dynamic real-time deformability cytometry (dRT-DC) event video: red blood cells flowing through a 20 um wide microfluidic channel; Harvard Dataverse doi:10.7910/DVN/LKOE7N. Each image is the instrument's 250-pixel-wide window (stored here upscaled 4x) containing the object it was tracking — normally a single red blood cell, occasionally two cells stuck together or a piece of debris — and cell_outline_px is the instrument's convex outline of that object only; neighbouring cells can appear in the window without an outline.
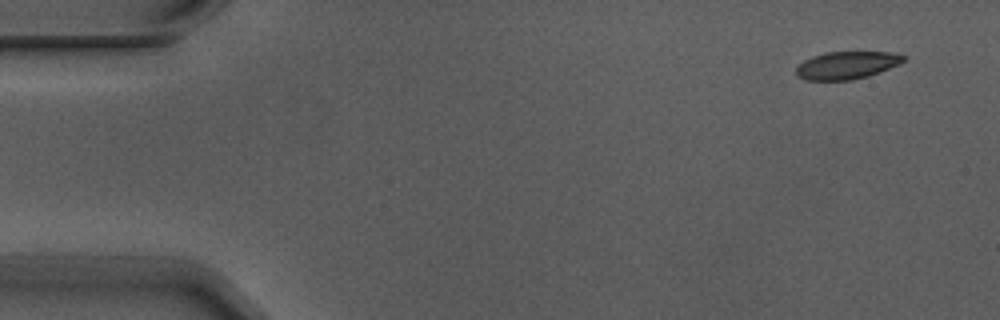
{"species": "Egyptian fruit bat (a non-hibernating species)", "species_latin": "Rousettus aegyptiacus", "temperature_condition": "warm", "stored_images_in_passage": 4, "camera_frame_rate_fps": 3000, "um_per_image_px": 0.085, "animal": {"sex": "male"}, "frame": {"image": 1, "passage_image": 1, "time_ms": 0.0, "image_size_px": [1000, 320], "cell_outline_px": [[908, 56], [900, 64], [868, 76], [852, 80], [804, 80], [796, 76], [796, 68], [804, 60], [812, 56], [824, 52], [888, 52]], "centroid_in_image_um": [71.96, 5.55], "position_along_channel_um": 13.0, "area_um2": 17.34}}
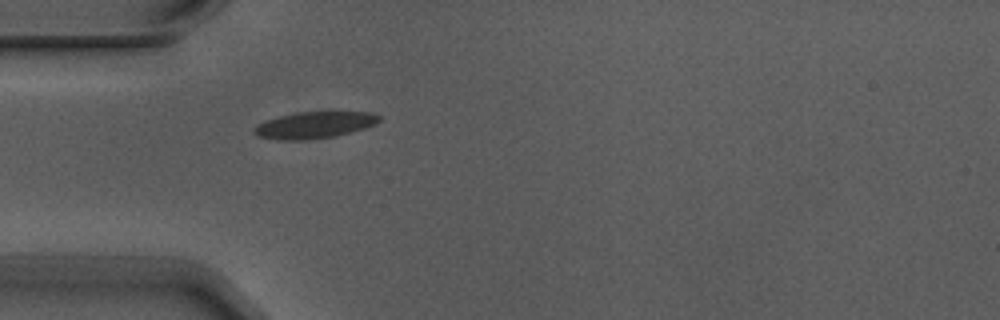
{"frame": {"image": 2, "passage_image": 4, "time_ms": 1.0, "image_size_px": [1000, 320], "cell_outline_px": [[380, 120], [376, 124], [364, 128], [332, 136], [304, 140], [276, 140], [260, 136], [252, 132], [264, 120], [296, 112], [372, 112], [380, 116]], "centroid_in_image_um": [26.73, 10.62], "position_along_channel_um": 58.3, "area_um2": 19.07}}